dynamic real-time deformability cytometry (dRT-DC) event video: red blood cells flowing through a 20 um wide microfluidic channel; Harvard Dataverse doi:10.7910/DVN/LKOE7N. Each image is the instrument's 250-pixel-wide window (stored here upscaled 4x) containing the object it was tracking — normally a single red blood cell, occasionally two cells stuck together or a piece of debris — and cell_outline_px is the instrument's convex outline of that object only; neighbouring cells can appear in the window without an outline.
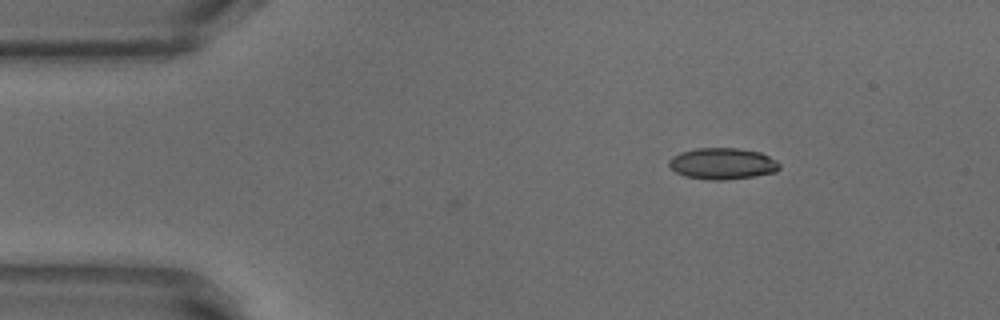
{"species": "common noctule bat (a hibernating species)", "species_latin": "Nyctalus noctula", "temperature_condition": "warm", "stored_images_in_passage": 4, "camera_frame_rate_fps": 3000, "um_per_image_px": 0.085, "animal": {"sex": "male", "body_mass_g": 18.8}, "frame": {"image": 1, "passage_image": 1, "time_ms": 0.0, "image_size_px": [1000, 320], "cell_outline_px": [[780, 168], [776, 172], [756, 176], [724, 180], [712, 180], [684, 176], [676, 172], [668, 164], [668, 160], [672, 156], [680, 152], [696, 148], [736, 148], [760, 152], [776, 160], [780, 164]], "centroid_in_image_um": [61.41, 13.91], "position_along_channel_um": 23.6, "area_um2": 20.29}}